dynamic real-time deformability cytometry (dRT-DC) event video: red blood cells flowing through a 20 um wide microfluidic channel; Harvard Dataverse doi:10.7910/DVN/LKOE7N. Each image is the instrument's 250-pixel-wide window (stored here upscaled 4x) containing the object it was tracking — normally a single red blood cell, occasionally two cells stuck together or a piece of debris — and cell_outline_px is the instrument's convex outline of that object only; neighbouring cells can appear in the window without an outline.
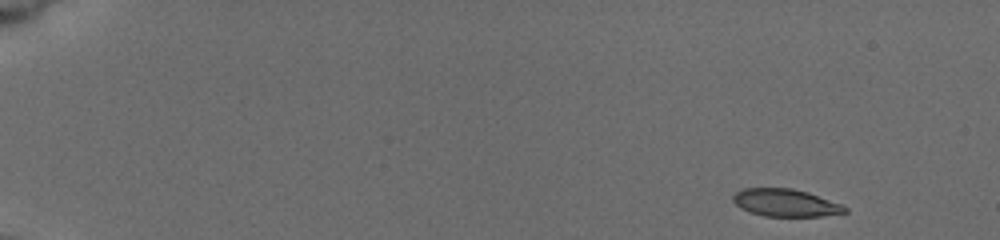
{"species": "common noctule bat (a hibernating species)", "species_latin": "Nyctalus noctula", "temperature_condition": "cold", "stored_images_in_passage": 9, "camera_frame_rate_fps": 3000, "um_per_image_px": 0.085, "animal": {"sex": "female", "body_mass_g": 19.5, "forearm_length_mm": 54.1}, "frame": {"image": 1, "passage_image": 1, "time_ms": 0.0, "image_size_px": [1000, 240], "cell_outline_px": [[848, 212], [820, 216], [764, 216], [748, 212], [740, 208], [732, 200], [732, 196], [736, 192], [744, 188], [792, 188], [808, 192], [840, 204], [848, 208]], "centroid_in_image_um": [66.74, 17.23], "position_along_channel_um": 18.3, "area_um2": 17.92}}
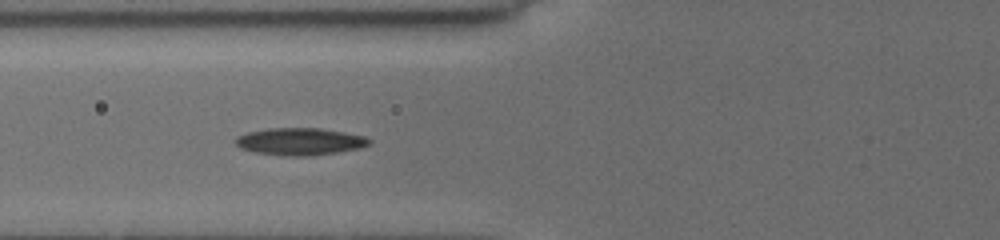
{"frame": {"image": 2, "passage_image": 8, "time_ms": 6.0, "image_size_px": [1000, 240], "cell_outline_px": [[372, 140], [368, 144], [360, 148], [312, 156], [284, 156], [252, 152], [240, 148], [236, 144], [236, 136], [248, 132], [268, 128], [320, 128], [344, 132], [364, 136]], "centroid_in_image_um": [25.46, 12.03], "position_along_channel_um": 100.3, "area_um2": 21.27}}
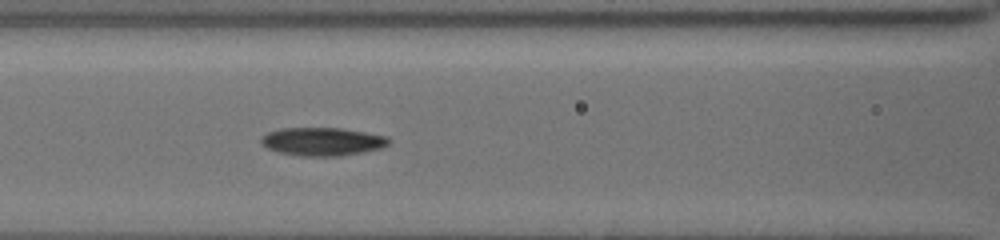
{"frame": {"image": 3, "passage_image": 9, "time_ms": 7.0, "image_size_px": [1000, 240], "cell_outline_px": [[392, 140], [388, 144], [380, 148], [364, 152], [340, 156], [300, 156], [280, 152], [268, 148], [260, 140], [268, 132], [280, 128], [344, 128], [388, 136]], "centroid_in_image_um": [27.46, 12.03], "position_along_channel_um": 139.1, "area_um2": 20.98}}